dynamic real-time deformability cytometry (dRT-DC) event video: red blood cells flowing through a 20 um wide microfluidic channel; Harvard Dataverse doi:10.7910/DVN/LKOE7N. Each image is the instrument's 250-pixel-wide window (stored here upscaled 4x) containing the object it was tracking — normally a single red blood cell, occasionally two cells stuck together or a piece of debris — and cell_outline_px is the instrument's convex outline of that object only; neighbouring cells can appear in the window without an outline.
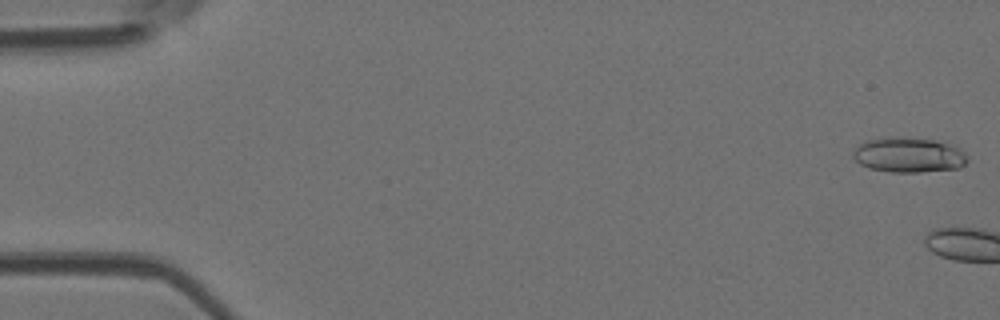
{"species": "Egyptian fruit bat (a non-hibernating species)", "species_latin": "Rousettus aegyptiacus", "temperature_condition": "room temperature", "stored_images_in_passage": 5, "camera_frame_rate_fps": 3000, "um_per_image_px": 0.085, "animal": {"sex": "female"}, "frame": {"image": 1, "passage_image": 1, "time_ms": 0.0, "image_size_px": [1000, 320], "cell_outline_px": [[968, 160], [960, 168], [920, 172], [888, 172], [868, 168], [860, 164], [852, 156], [852, 152], [860, 144], [868, 140], [892, 136], [932, 140], [948, 144], [960, 148], [968, 156]], "centroid_in_image_um": [77.23, 13.18], "position_along_channel_um": 7.8, "area_um2": 23.35}}